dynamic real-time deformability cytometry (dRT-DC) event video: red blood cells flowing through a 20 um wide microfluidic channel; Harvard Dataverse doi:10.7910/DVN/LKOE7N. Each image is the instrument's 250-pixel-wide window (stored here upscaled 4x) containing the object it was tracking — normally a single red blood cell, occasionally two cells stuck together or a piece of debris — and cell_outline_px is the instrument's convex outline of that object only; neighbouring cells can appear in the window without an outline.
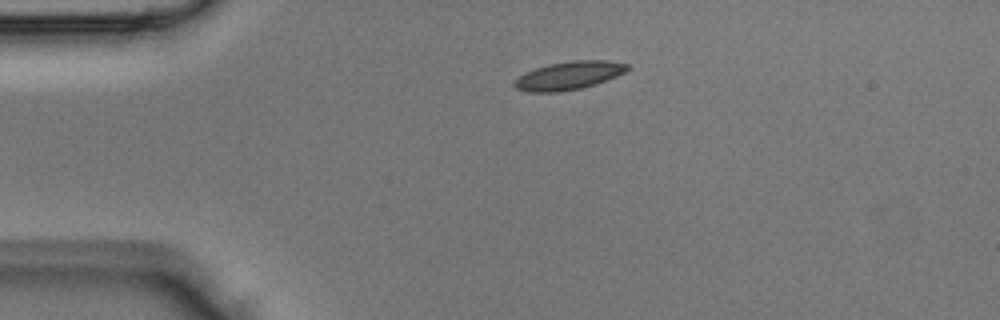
{"species": "Egyptian fruit bat (a non-hibernating species)", "species_latin": "Rousettus aegyptiacus", "temperature_condition": "room temperature", "stored_images_in_passage": 1, "camera_frame_rate_fps": 3000, "um_per_image_px": 0.085, "animal": {"sex": "male"}, "frame": {"image": 1, "passage_image": 1, "time_ms": 0.0, "image_size_px": [1000, 320], "cell_outline_px": [[628, 68], [624, 72], [616, 76], [596, 84], [580, 88], [556, 92], [528, 92], [516, 88], [512, 84], [520, 76], [536, 68], [548, 64], [572, 60], [608, 60], [628, 64]], "centroid_in_image_um": [48.36, 6.41], "position_along_channel_um": 36.6, "area_um2": 18.32}}